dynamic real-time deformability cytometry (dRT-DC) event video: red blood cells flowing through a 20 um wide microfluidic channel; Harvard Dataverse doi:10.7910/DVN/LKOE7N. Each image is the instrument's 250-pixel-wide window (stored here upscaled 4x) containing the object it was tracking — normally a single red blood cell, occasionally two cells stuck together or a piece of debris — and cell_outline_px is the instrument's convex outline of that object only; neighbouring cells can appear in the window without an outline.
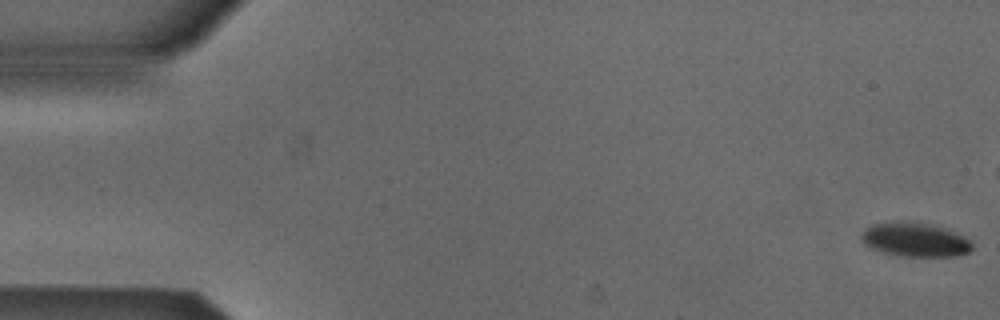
{"species": "Egyptian fruit bat (a non-hibernating species)", "species_latin": "Rousettus aegyptiacus", "temperature_condition": "cold", "stored_images_in_passage": 44, "camera_frame_rate_fps": 3000, "um_per_image_px": 0.085, "animal": {"sex": "male"}, "frame": {"image": 1, "passage_image": 1, "time_ms": 0.0, "image_size_px": [1000, 320], "cell_outline_px": [[972, 248], [968, 252], [956, 256], [900, 256], [884, 252], [872, 248], [864, 244], [860, 236], [864, 228], [872, 224], [892, 220], [904, 220], [928, 224], [964, 236], [972, 244]], "centroid_in_image_um": [77.7, 20.35], "position_along_channel_um": 7.3, "area_um2": 21.91}}
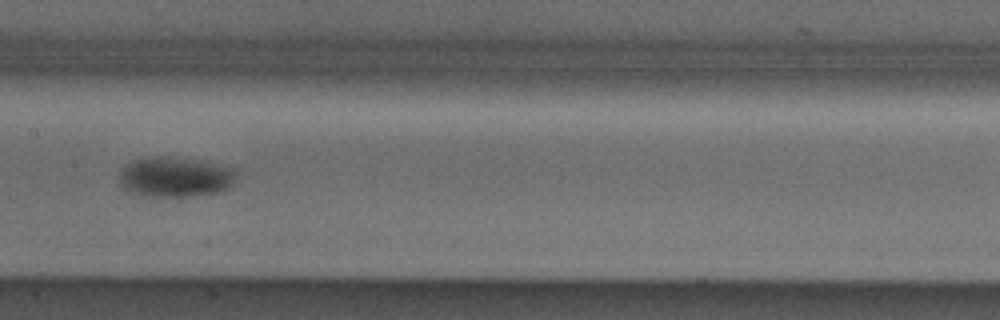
{"frame": {"image": 2, "passage_image": 27, "time_ms": 8.667, "image_size_px": [1000, 320], "cell_outline_px": [[236, 180], [228, 188], [220, 192], [196, 196], [144, 196], [132, 192], [124, 188], [120, 184], [120, 168], [136, 160], [148, 156], [168, 156], [200, 160], [220, 164], [236, 168]], "centroid_in_image_um": [14.94, 15.03], "position_along_channel_um": 192.5, "area_um2": 27.74}}
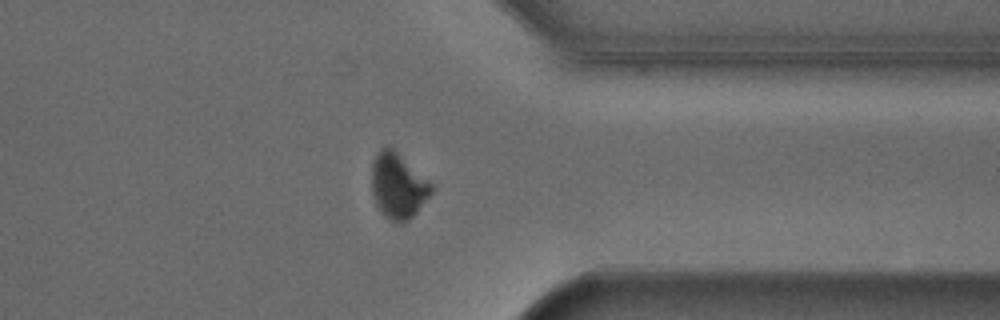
{"frame": {"image": 3, "passage_image": 42, "time_ms": 13.667, "image_size_px": [1000, 320], "cell_outline_px": [[436, 188], [416, 212], [408, 220], [400, 224], [384, 216], [380, 212], [376, 204], [372, 192], [372, 164], [380, 148], [388, 144], [428, 180]], "centroid_in_image_um": [33.83, 15.8], "position_along_channel_um": 377.6, "area_um2": 22.66}}